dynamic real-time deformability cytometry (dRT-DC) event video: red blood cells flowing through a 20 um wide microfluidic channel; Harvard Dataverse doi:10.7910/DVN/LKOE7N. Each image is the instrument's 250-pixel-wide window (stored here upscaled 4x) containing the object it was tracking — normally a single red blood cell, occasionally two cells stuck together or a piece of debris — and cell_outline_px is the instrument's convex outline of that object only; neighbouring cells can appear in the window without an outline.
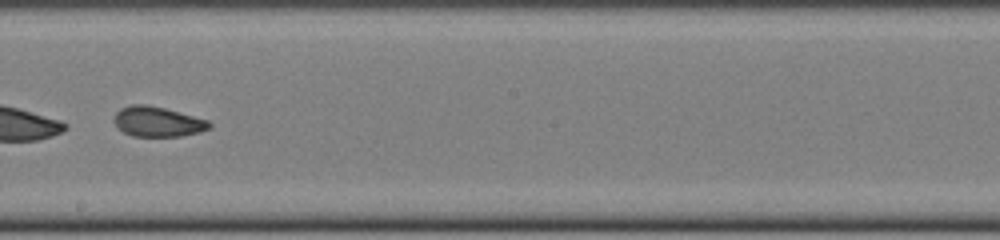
{"species": "common noctule bat (a hibernating species)", "species_latin": "Nyctalus noctula", "temperature_condition": "cold", "stored_images_in_passage": 49, "camera_frame_rate_fps": 3000, "um_per_image_px": 0.085, "animal": {"sex": "female", "body_mass_g": 22.0, "forearm_length_mm": 56.7}, "frame": {"image": 1, "passage_image": 28, "time_ms": 9.0, "image_size_px": [1000, 240], "cell_outline_px": [[212, 128], [200, 132], [180, 136], [132, 136], [124, 132], [112, 120], [116, 112], [120, 108], [132, 104], [148, 104], [164, 108], [208, 120], [212, 124]], "centroid_in_image_um": [13.4, 10.34], "position_along_channel_um": 234.8, "area_um2": 16.7}, "authors_computed_cell_mechanics": {"area_um2": 29.8826, "velocity_mm_per_s": 3.9965, "shape_relaxation_time_tau1_ms": null, "shape_relaxation_time_tau2_ms": 2.0795, "deformation_change_tau1": null, "deformation_change_tau2": 0.0767}}